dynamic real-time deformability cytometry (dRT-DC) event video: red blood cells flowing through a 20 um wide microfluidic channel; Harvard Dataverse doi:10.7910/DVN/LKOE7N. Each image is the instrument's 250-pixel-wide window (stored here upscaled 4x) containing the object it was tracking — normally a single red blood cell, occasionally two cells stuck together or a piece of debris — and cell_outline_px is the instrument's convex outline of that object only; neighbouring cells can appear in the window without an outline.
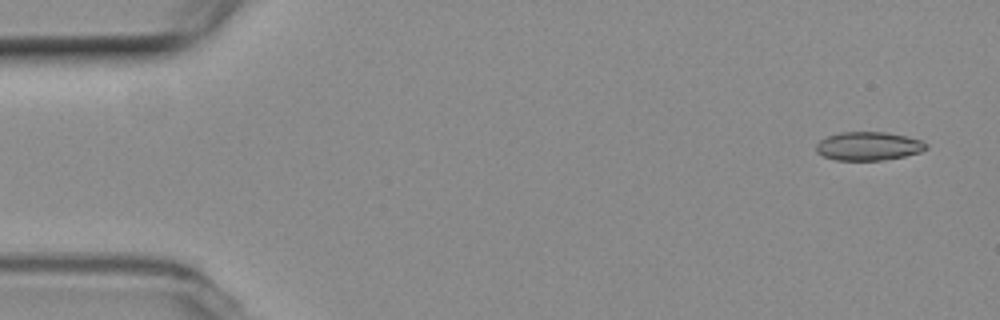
{"species": "common noctule bat (a hibernating species)", "species_latin": "Nyctalus noctula", "temperature_condition": "room temperature", "stored_images_in_passage": 50, "camera_frame_rate_fps": 3000, "um_per_image_px": 0.085, "animal": {"sex": "female", "body_mass_g": 19.3, "forearm_length_mm": 54.1}, "frame": {"image": 1, "passage_image": 3, "time_ms": 0.667, "image_size_px": [1000, 320], "cell_outline_px": [[928, 148], [920, 152], [904, 156], [884, 160], [836, 160], [824, 156], [816, 152], [816, 144], [820, 140], [828, 136], [840, 132], [884, 132], [904, 136], [920, 140], [928, 144]], "centroid_in_image_um": [73.81, 12.42], "position_along_channel_um": 11.2, "area_um2": 18.21}}
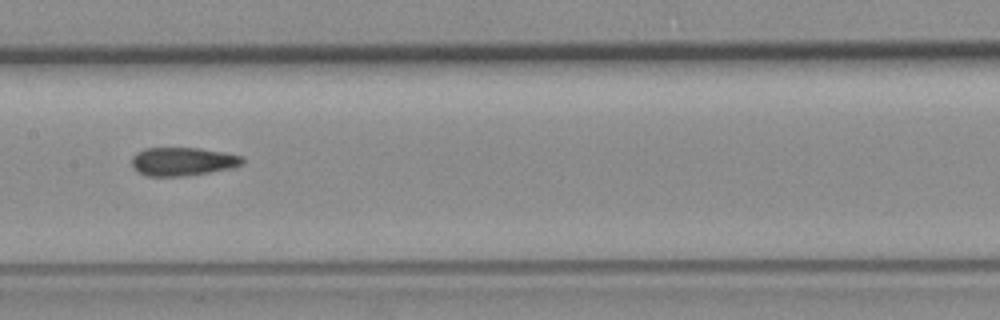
{"frame": {"image": 2, "passage_image": 27, "time_ms": 8.667, "image_size_px": [1000, 320], "cell_outline_px": [[244, 164], [236, 168], [184, 176], [148, 176], [132, 168], [132, 156], [136, 152], [144, 148], [196, 148], [224, 152], [240, 156], [244, 160]], "centroid_in_image_um": [15.54, 13.73], "position_along_channel_um": 191.9, "area_um2": 18.44}}
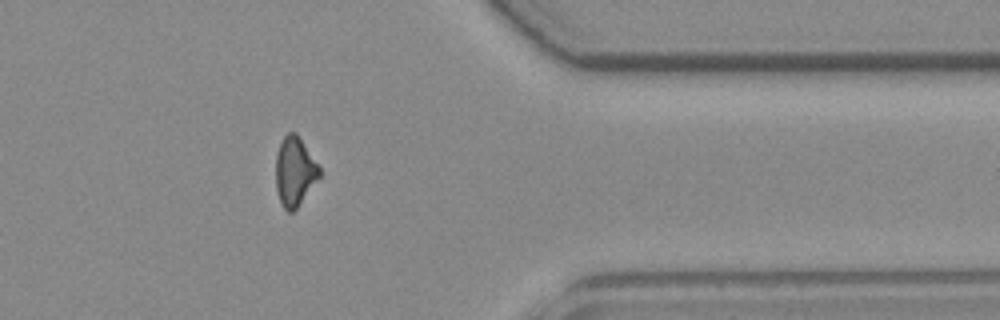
{"frame": {"image": 3, "passage_image": 44, "time_ms": 14.333, "image_size_px": [1000, 320], "cell_outline_px": [[320, 176], [296, 208], [292, 212], [288, 212], [284, 208], [280, 200], [276, 188], [276, 152], [284, 136], [288, 132], [296, 132], [320, 168]], "centroid_in_image_um": [25.03, 14.56], "position_along_channel_um": 386.4, "area_um2": 17.22}, "authors_computed_cell_mechanics": {"area_um2": 18.5827, "velocity_mm_per_s": 3.7617, "shape_relaxation_time_tau1_ms": null, "shape_relaxation_time_tau2_ms": 3.1413, "deformation_change_tau1": null, "deformation_change_tau2": 0.0858}}